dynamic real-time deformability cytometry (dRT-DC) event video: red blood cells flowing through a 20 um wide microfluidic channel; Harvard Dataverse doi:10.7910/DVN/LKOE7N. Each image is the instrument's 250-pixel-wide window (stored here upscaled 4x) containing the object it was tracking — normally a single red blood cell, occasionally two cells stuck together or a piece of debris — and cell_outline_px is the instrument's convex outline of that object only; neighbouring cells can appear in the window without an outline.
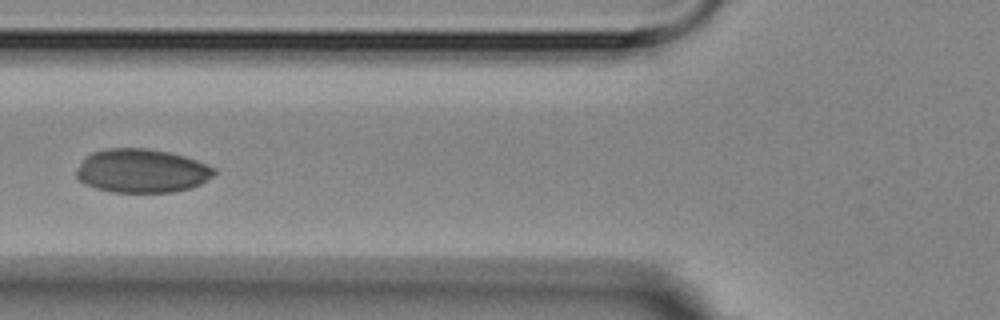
{"species": "Egyptian fruit bat (a non-hibernating species)", "species_latin": "Rousettus aegyptiacus", "temperature_condition": "room temperature", "stored_images_in_passage": 6, "camera_frame_rate_fps": 3000, "um_per_image_px": 0.085, "animal": {"sex": "female"}, "frame": {"image": 1, "passage_image": 6, "time_ms": 6.667, "image_size_px": [1000, 320], "cell_outline_px": [[216, 172], [212, 176], [200, 184], [192, 188], [172, 192], [112, 192], [96, 188], [84, 184], [76, 176], [76, 172], [80, 164], [92, 152], [108, 148], [148, 148], [168, 152], [184, 156], [196, 160], [216, 168]], "centroid_in_image_um": [12.06, 14.52], "position_along_channel_um": 113.7, "area_um2": 35.03}}